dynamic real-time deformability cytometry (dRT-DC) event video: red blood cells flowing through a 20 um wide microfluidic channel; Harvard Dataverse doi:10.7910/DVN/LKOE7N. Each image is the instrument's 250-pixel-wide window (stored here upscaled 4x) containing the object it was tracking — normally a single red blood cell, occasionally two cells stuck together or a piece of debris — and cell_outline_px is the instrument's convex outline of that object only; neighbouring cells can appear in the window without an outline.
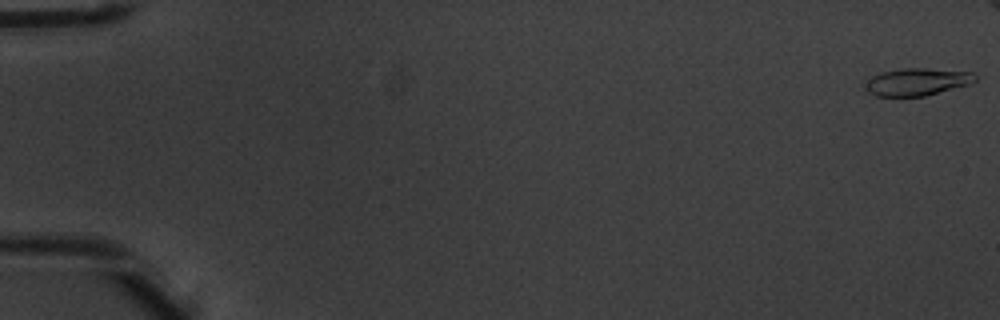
{"species": "common noctule bat (a hibernating species)", "species_latin": "Nyctalus noctula", "temperature_condition": "warm", "stored_images_in_passage": 7, "camera_frame_rate_fps": 3000, "um_per_image_px": 0.085, "animal": {"sex": "male", "body_mass_g": 20.1, "forearm_length_mm": 53.5}, "frame": {"image": 1, "passage_image": 1, "time_ms": 0.0, "image_size_px": [1000, 320], "cell_outline_px": [[976, 80], [972, 84], [924, 96], [876, 96], [868, 92], [864, 88], [868, 80], [872, 76], [880, 72], [900, 68], [924, 68], [972, 72], [976, 76]], "centroid_in_image_um": [77.95, 6.95], "position_along_channel_um": 7.0, "area_um2": 17.63}}